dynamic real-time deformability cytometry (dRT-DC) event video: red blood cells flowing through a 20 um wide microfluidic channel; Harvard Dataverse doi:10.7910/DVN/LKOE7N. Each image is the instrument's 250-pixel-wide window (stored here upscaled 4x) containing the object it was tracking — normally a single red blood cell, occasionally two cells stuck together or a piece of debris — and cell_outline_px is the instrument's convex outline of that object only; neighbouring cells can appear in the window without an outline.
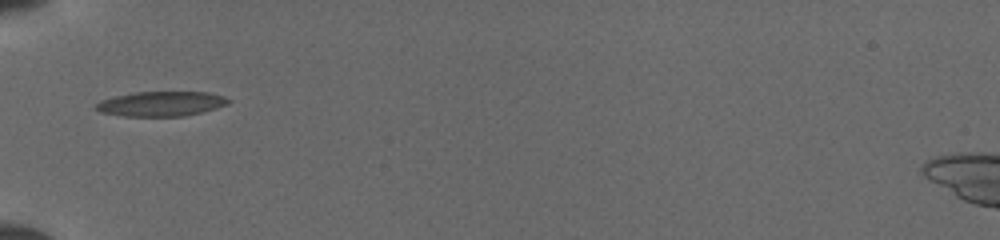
{"species": "common noctule bat (a hibernating species)", "species_latin": "Nyctalus noctula", "temperature_condition": "cold", "stored_images_in_passage": 44, "camera_frame_rate_fps": 3000, "um_per_image_px": 0.085, "animal": {"sex": "female", "body_mass_g": 19.5, "forearm_length_mm": 54.1}, "frame": {"image": 1, "passage_image": 1, "time_ms": 0.0, "image_size_px": [1000, 240], "cell_outline_px": [[232, 100], [228, 104], [216, 108], [184, 116], [124, 116], [100, 112], [96, 108], [96, 104], [100, 100], [116, 96], [136, 92], [208, 92], [224, 96]], "centroid_in_image_um": [13.72, 8.82], "position_along_channel_um": 71.3, "area_um2": 19.02}}
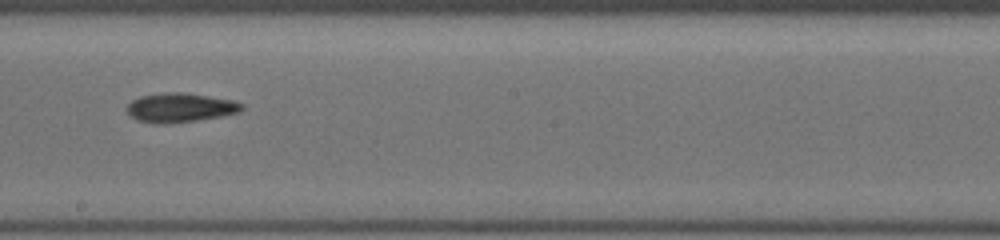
{"frame": {"image": 2, "passage_image": 20, "time_ms": 4.0, "image_size_px": [1000, 240], "cell_outline_px": [[244, 108], [240, 112], [220, 116], [172, 124], [152, 124], [136, 120], [128, 112], [128, 104], [132, 100], [140, 96], [176, 92], [232, 100], [244, 104]], "centroid_in_image_um": [15.3, 9.18], "position_along_channel_um": 232.9, "area_um2": 19.25}}
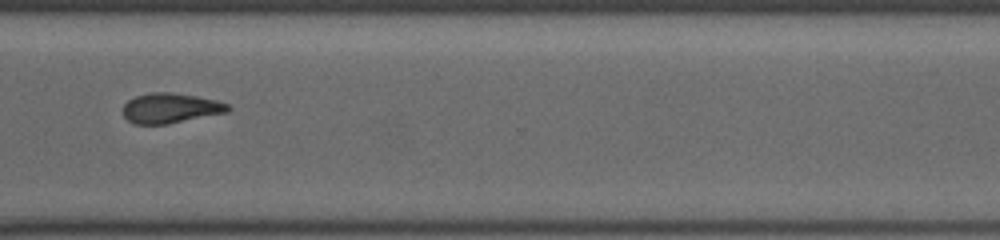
{"frame": {"image": 3, "passage_image": 43, "time_ms": 7.0, "image_size_px": [1000, 240], "cell_outline_px": [[232, 108], [228, 112], [168, 124], [136, 124], [128, 120], [124, 116], [124, 104], [128, 100], [136, 96], [152, 92], [168, 92], [196, 96], [216, 100], [228, 104]], "centroid_in_image_um": [14.51, 9.19], "position_along_channel_um": 356.1, "area_um2": 18.26}}